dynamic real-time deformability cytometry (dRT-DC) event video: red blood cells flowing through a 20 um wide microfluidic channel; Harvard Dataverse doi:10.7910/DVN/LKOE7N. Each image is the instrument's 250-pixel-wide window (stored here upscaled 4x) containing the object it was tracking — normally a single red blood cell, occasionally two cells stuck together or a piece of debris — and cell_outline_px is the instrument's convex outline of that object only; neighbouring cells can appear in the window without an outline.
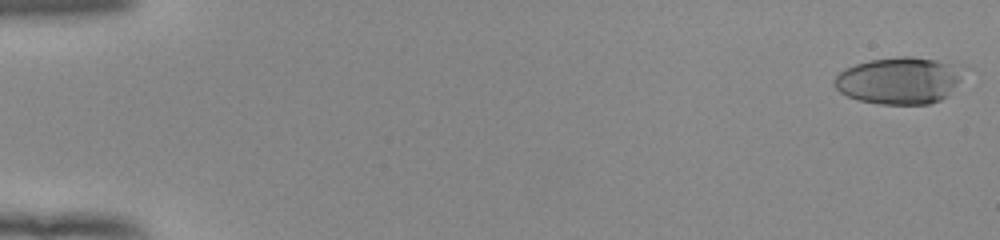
{"species": "human", "species_latin": "Homo sapiens", "temperature_condition": "room temperature", "stored_images_in_passage": 16, "camera_frame_rate_fps": 3000, "um_per_image_px": 0.085, "donor": {"sex": "female"}, "frame": {"image": 1, "passage_image": 1, "time_ms": 0.0, "image_size_px": [1000, 240], "cell_outline_px": [[964, 72], [960, 80], [948, 96], [940, 100], [928, 104], [880, 104], [860, 100], [848, 96], [840, 92], [832, 84], [832, 80], [844, 68], [868, 60], [900, 56], [912, 56], [936, 60], [952, 64], [960, 68]], "centroid_in_image_um": [76.4, 6.84], "position_along_channel_um": 8.6, "area_um2": 35.32}}